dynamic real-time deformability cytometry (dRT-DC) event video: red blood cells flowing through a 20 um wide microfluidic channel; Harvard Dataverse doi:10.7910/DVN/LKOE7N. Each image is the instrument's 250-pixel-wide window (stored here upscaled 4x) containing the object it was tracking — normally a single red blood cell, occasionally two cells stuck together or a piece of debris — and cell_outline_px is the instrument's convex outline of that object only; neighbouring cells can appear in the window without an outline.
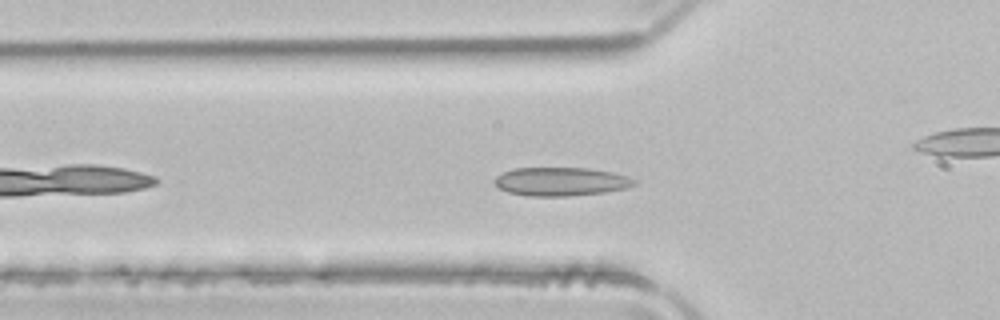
{"species": "common noctule bat (a hibernating species)", "species_latin": "Nyctalus noctula", "temperature_condition": "room temperature", "stored_images_in_passage": 41, "camera_frame_rate_fps": 3000, "um_per_image_px": 0.085, "animal": {"sex": "male", "body_mass_g": 21.5, "forearm_length_mm": 52.0}, "frame": {"image": 1, "passage_image": 6, "time_ms": 1.667, "image_size_px": [1000, 320], "cell_outline_px": [[636, 184], [628, 188], [604, 192], [568, 196], [528, 196], [508, 192], [492, 184], [492, 180], [496, 176], [504, 172], [516, 168], [588, 168], [612, 172], [628, 176], [636, 180]], "centroid_in_image_um": [47.67, 15.43], "position_along_channel_um": 78.1, "area_um2": 23.35}}
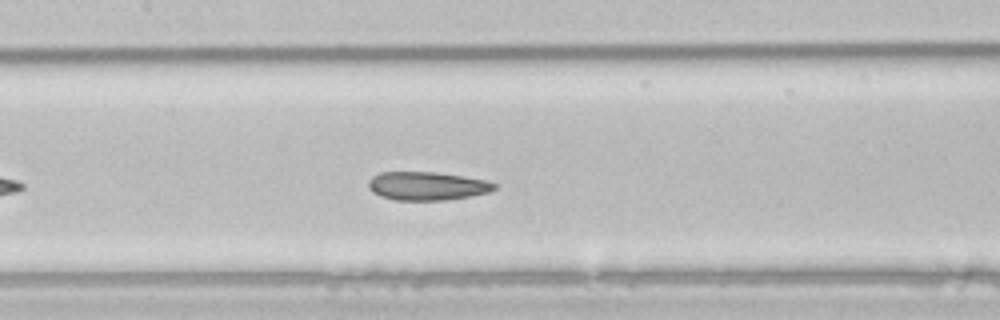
{"frame": {"image": 2, "passage_image": 13, "time_ms": 4.0, "image_size_px": [1000, 320], "cell_outline_px": [[496, 188], [488, 192], [472, 196], [444, 200], [396, 200], [380, 196], [372, 192], [368, 188], [368, 180], [372, 176], [380, 172], [436, 172], [484, 180], [496, 184]], "centroid_in_image_um": [36.25, 15.81], "position_along_channel_um": 171.2, "area_um2": 20.81}}
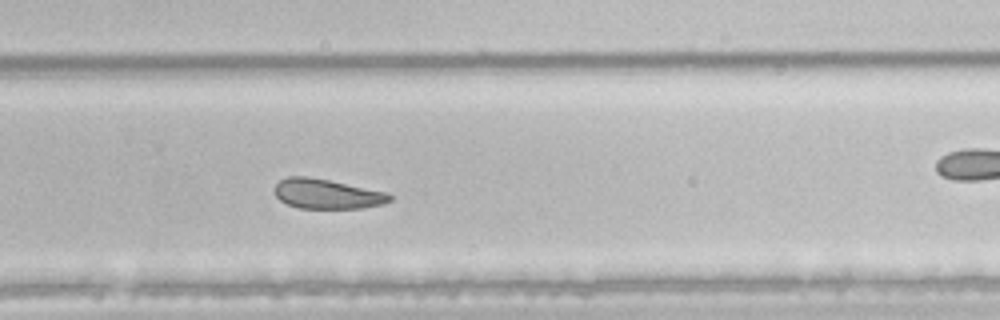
{"frame": {"image": 3, "passage_image": 23, "time_ms": 7.333, "image_size_px": [1000, 320], "cell_outline_px": [[392, 200], [384, 204], [364, 208], [300, 208], [288, 204], [280, 200], [276, 196], [272, 188], [280, 180], [288, 176], [308, 176], [388, 192], [392, 196]], "centroid_in_image_um": [27.8, 16.48], "position_along_channel_um": 302.0, "area_um2": 20.11}, "authors_computed_cell_mechanics": {"area_um2": 22.253, "velocity_mm_per_s": 3.9492, "shape_relaxation_time_tau1_ms": null, "shape_relaxation_time_tau2_ms": 5.499, "deformation_change_tau1": null, "deformation_change_tau2": 0.0952}}